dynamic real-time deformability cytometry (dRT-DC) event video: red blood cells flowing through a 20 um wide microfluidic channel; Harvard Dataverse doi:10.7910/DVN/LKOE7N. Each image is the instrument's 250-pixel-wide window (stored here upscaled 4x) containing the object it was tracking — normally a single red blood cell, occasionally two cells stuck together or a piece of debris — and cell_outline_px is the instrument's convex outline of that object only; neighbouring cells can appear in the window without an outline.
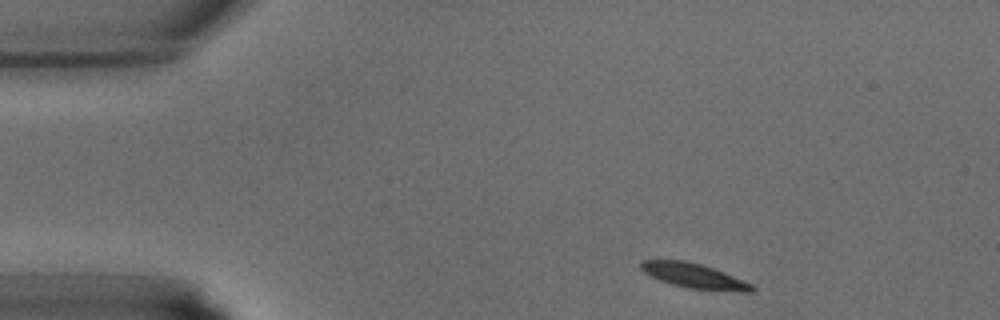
{"species": "common noctule bat (a hibernating species)", "species_latin": "Nyctalus noctula", "temperature_condition": "warm", "stored_images_in_passage": 36, "camera_frame_rate_fps": 3000, "um_per_image_px": 0.085, "animal": {"sex": "male", "body_mass_g": 15.6}, "frame": {"image": 1, "passage_image": 1, "time_ms": 0.0, "image_size_px": [1000, 320], "cell_outline_px": [[756, 288], [752, 292], [740, 292], [688, 288], [672, 284], [660, 280], [644, 272], [640, 268], [640, 264], [644, 260], [684, 260], [700, 264], [724, 272], [752, 284]], "centroid_in_image_um": [59.02, 23.45], "position_along_channel_um": 26.0, "area_um2": 15.9}}
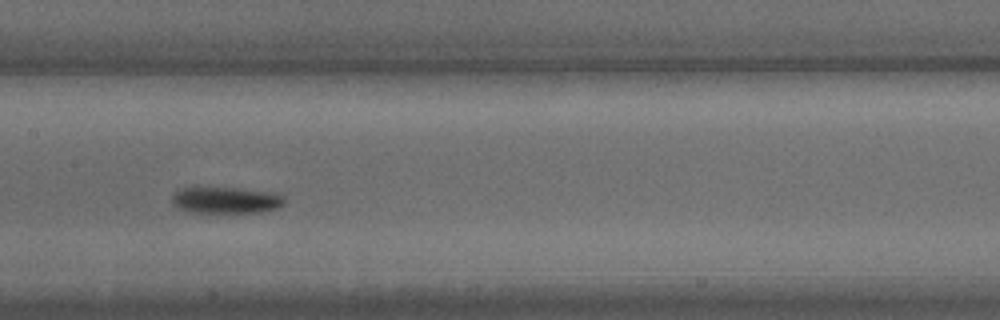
{"frame": {"image": 2, "passage_image": 15, "time_ms": 4.667, "image_size_px": [1000, 320], "cell_outline_px": [[284, 204], [280, 208], [260, 212], [188, 212], [180, 208], [172, 200], [172, 196], [180, 188], [236, 188], [268, 192], [284, 196]], "centroid_in_image_um": [19.24, 17.02], "position_along_channel_um": 188.2, "area_um2": 16.99}}
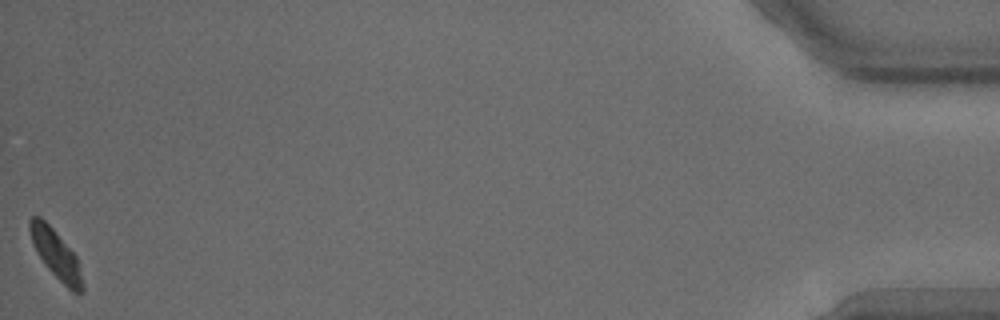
{"frame": {"image": 3, "passage_image": 36, "time_ms": 11.667, "image_size_px": [1000, 320], "cell_outline_px": [[84, 292], [72, 292], [44, 264], [36, 252], [32, 244], [28, 228], [28, 220], [32, 216], [40, 216], [52, 228], [76, 256], [84, 284]], "centroid_in_image_um": [4.72, 21.6], "position_along_channel_um": 430.5, "area_um2": 14.85}}